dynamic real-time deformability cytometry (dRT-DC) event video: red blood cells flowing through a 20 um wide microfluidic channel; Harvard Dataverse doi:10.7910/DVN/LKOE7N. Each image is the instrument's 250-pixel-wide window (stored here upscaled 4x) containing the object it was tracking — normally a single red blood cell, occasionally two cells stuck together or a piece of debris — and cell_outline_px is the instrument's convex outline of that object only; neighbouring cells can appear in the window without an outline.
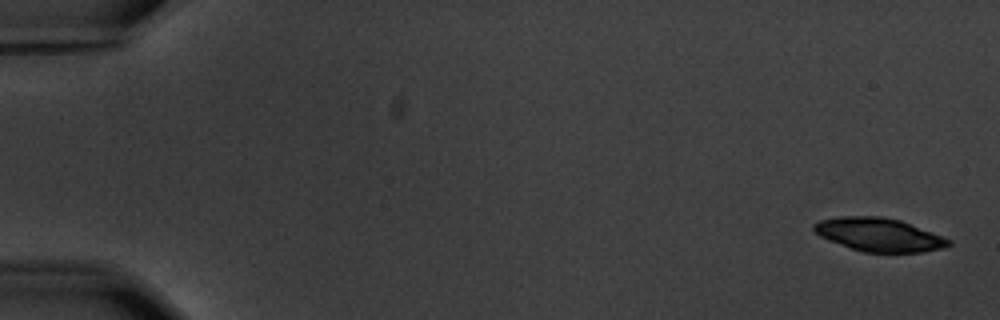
{"species": "common noctule bat (a hibernating species)", "species_latin": "Nyctalus noctula", "temperature_condition": "warm", "stored_images_in_passage": 5, "camera_frame_rate_fps": 3000, "um_per_image_px": 0.085, "animal": {"sex": "male", "body_mass_g": 20.1, "forearm_length_mm": 53.5}, "frame": {"image": 1, "passage_image": 1, "time_ms": 0.0, "image_size_px": [1000, 320], "cell_outline_px": [[952, 244], [944, 248], [924, 252], [864, 252], [828, 240], [820, 236], [812, 228], [812, 224], [820, 220], [836, 216], [880, 216], [900, 220], [952, 240]], "centroid_in_image_um": [74.71, 19.94], "position_along_channel_um": 10.3, "area_um2": 26.13}}
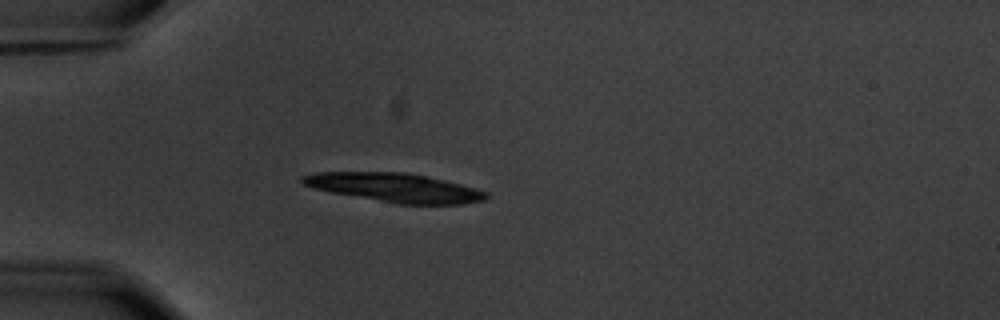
{"frame": {"image": 2, "passage_image": 5, "time_ms": 5.0, "image_size_px": [1000, 320], "cell_outline_px": [[488, 196], [484, 200], [464, 204], [396, 204], [332, 192], [316, 188], [304, 184], [300, 180], [300, 176], [316, 172], [404, 172], [444, 180], [476, 188], [488, 192]], "centroid_in_image_um": [33.57, 15.95], "position_along_channel_um": 51.4, "area_um2": 30.69}}